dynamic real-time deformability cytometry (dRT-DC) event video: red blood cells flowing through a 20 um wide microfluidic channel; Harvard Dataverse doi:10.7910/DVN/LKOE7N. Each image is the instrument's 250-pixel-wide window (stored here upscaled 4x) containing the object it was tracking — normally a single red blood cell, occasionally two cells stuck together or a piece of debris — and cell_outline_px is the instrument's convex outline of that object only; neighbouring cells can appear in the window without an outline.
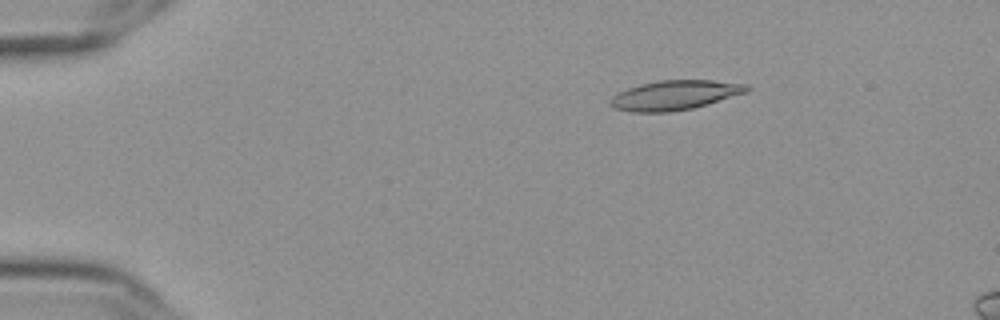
{"species": "Egyptian fruit bat (a non-hibernating species)", "species_latin": "Rousettus aegyptiacus", "temperature_condition": "cold", "stored_images_in_passage": 49, "camera_frame_rate_fps": 3000, "um_per_image_px": 0.085, "frame": {"image": 1, "passage_image": 2, "time_ms": 0.333, "image_size_px": [1000, 320], "cell_outline_px": [[752, 88], [748, 92], [708, 104], [692, 108], [668, 112], [632, 112], [616, 108], [608, 104], [612, 96], [628, 88], [640, 84], [656, 80], [712, 80], [748, 84]], "centroid_in_image_um": [57.39, 8.08], "position_along_channel_um": 27.6, "area_um2": 23.58}}
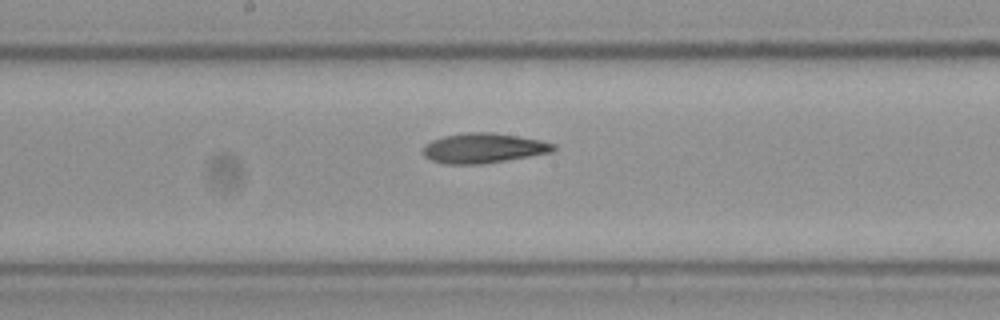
{"frame": {"image": 2, "passage_image": 23, "time_ms": 7.333, "image_size_px": [1000, 320], "cell_outline_px": [[556, 148], [552, 152], [480, 164], [444, 164], [432, 160], [424, 156], [424, 144], [432, 140], [444, 136], [468, 132], [492, 132], [540, 140], [556, 144]], "centroid_in_image_um": [41.08, 12.58], "position_along_channel_um": 207.1, "area_um2": 22.48}}
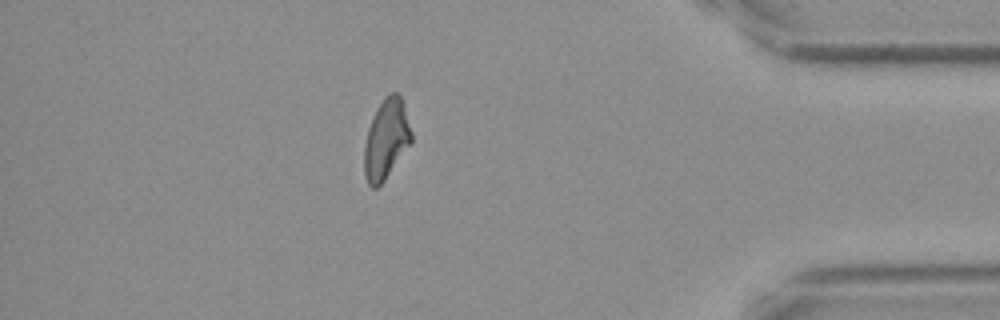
{"frame": {"image": 3, "passage_image": 42, "time_ms": 13.667, "image_size_px": [1000, 320], "cell_outline_px": [[412, 140], [384, 180], [376, 188], [372, 188], [368, 184], [364, 176], [364, 144], [368, 128], [372, 116], [376, 108], [384, 96], [388, 92], [400, 92], [404, 104], [412, 132]], "centroid_in_image_um": [32.81, 11.77], "position_along_channel_um": 402.4, "area_um2": 22.08}, "authors_computed_cell_mechanics": {"area_um2": 22.4264, "velocity_mm_per_s": 3.6336, "shape_relaxation_time_tau1_ms": null, "shape_relaxation_time_tau2_ms": 7.7853, "deformation_change_tau1": null, "deformation_change_tau2": 0.1694}}